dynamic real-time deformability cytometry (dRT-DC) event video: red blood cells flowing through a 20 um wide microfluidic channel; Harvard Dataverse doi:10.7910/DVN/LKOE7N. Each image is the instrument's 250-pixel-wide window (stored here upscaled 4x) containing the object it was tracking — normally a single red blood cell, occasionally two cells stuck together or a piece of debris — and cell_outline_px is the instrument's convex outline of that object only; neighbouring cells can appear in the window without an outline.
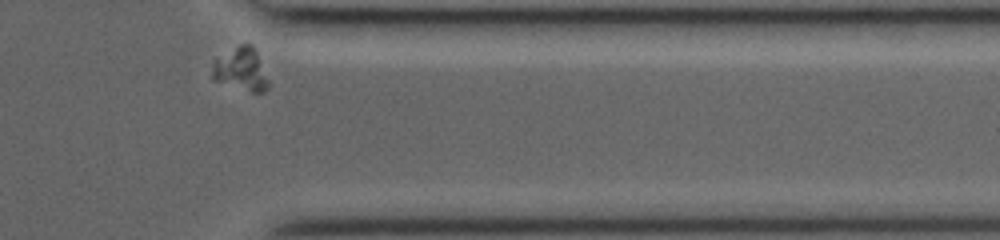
{"species": "common noctule bat (a hibernating species)", "species_latin": "Nyctalus noctula", "temperature_condition": "room temperature", "stored_images_in_passage": 23, "segment_of_instrument_passage": [2, 2], "camera_frame_rate_fps": 3000, "um_per_image_px": 0.085, "animal": {"sex": "female", "body_mass_g": 19.0, "forearm_length_mm": 53.3}, "frame": {"image": 1, "passage_image": 23, "time_ms": 8.333, "image_size_px": [1000, 240], "cell_outline_px": [[424, 104], [416, 112], [376, 112], [364, 108], [356, 100], [352, 92], [352, 76], [356, 64], [376, 44], [404, 44], [416, 56], [420, 64], [424, 100]], "centroid_in_image_um": [33.05, 6.8], "position_along_channel_um": 378.4, "area_um2": 29.77}}